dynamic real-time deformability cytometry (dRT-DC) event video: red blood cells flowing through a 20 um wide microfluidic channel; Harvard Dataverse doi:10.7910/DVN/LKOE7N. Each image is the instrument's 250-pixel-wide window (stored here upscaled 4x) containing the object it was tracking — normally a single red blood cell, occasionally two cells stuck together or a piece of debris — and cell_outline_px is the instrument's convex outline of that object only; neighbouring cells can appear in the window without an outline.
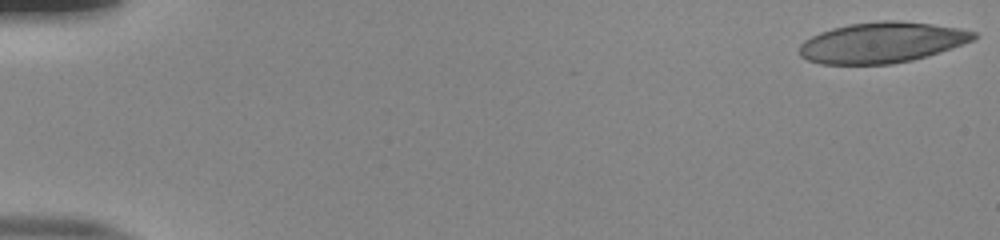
{"species": "human", "species_latin": "Homo sapiens", "temperature_condition": "room temperature", "stored_images_in_passage": 53, "camera_frame_rate_fps": 3000, "um_per_image_px": 0.085, "donor": {"sex": "male"}, "frame": {"image": 1, "passage_image": 1, "time_ms": 0.0, "image_size_px": [1000, 240], "cell_outline_px": [[976, 36], [972, 40], [912, 60], [892, 64], [820, 64], [808, 60], [800, 56], [800, 44], [804, 40], [820, 32], [832, 28], [848, 24], [880, 20], [896, 20], [932, 24], [956, 28], [976, 32]], "centroid_in_image_um": [74.88, 3.61], "position_along_channel_um": 10.1, "area_um2": 40.81}}
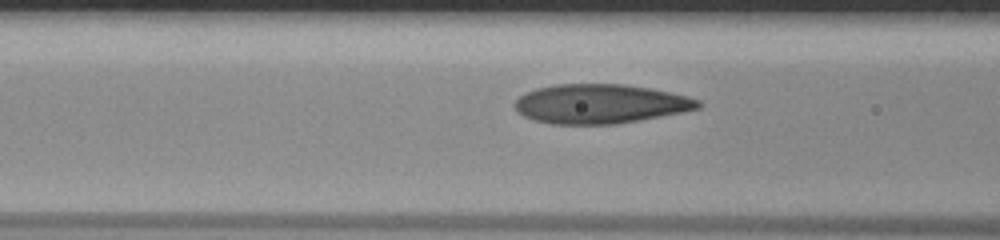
{"frame": {"image": 2, "passage_image": 22, "time_ms": 7.0, "image_size_px": [1000, 240], "cell_outline_px": [[700, 108], [640, 120], [616, 124], [552, 124], [532, 120], [516, 112], [512, 104], [524, 92], [536, 88], [556, 84], [620, 84], [648, 88], [688, 96], [700, 100]], "centroid_in_image_um": [50.95, 8.83], "position_along_channel_um": 115.7, "area_um2": 42.02}}
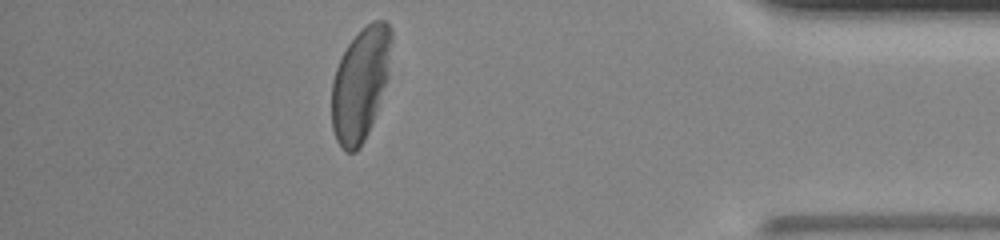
{"frame": {"image": 3, "passage_image": 47, "time_ms": 15.333, "image_size_px": [1000, 240], "cell_outline_px": [[392, 40], [388, 76], [368, 132], [360, 148], [356, 152], [344, 152], [340, 148], [336, 140], [332, 128], [332, 80], [336, 68], [348, 44], [372, 20], [384, 20], [392, 28]], "centroid_in_image_um": [30.62, 7.16], "position_along_channel_um": 404.6, "area_um2": 39.02}, "authors_computed_cell_mechanics": {"area_um2": 42.2518, "velocity_mm_per_s": 3.8848, "shape_relaxation_time_tau1_ms": 4.7794, "shape_relaxation_time_tau2_ms": 0.9474, "deformation_change_tau1": 0.1909, "deformation_change_tau2": 0.0867}}